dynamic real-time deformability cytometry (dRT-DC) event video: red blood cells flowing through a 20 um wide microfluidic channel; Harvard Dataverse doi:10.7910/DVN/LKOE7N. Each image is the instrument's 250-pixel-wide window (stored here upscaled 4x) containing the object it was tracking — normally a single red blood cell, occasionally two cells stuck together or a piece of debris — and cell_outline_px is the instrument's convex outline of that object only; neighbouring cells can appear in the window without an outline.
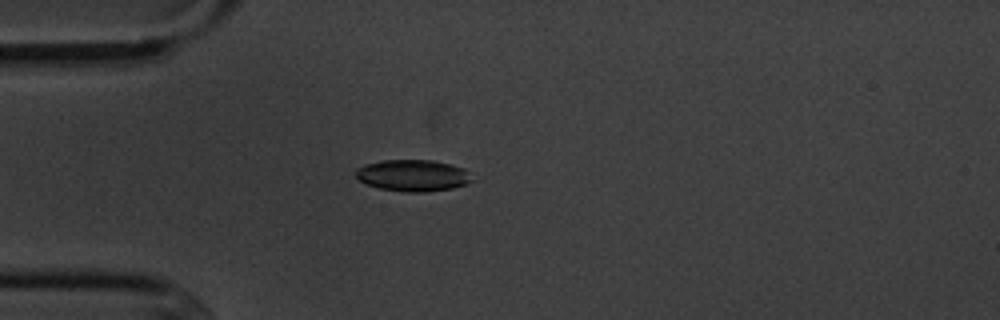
{"species": "common noctule bat (a hibernating species)", "species_latin": "Nyctalus noctula", "temperature_condition": "cold", "stored_images_in_passage": 3, "camera_frame_rate_fps": 3000, "um_per_image_px": 0.085, "animal": {"sex": "male", "body_mass_g": 20.1, "forearm_length_mm": 53.5}, "frame": {"image": 1, "passage_image": 3, "time_ms": 2.333, "image_size_px": [1000, 320], "cell_outline_px": [[472, 180], [464, 184], [452, 188], [424, 192], [404, 192], [380, 188], [368, 184], [360, 180], [356, 176], [356, 168], [364, 164], [380, 160], [432, 160], [452, 164], [464, 168]], "centroid_in_image_um": [35.06, 14.9], "position_along_channel_um": 49.9, "area_um2": 21.27}}